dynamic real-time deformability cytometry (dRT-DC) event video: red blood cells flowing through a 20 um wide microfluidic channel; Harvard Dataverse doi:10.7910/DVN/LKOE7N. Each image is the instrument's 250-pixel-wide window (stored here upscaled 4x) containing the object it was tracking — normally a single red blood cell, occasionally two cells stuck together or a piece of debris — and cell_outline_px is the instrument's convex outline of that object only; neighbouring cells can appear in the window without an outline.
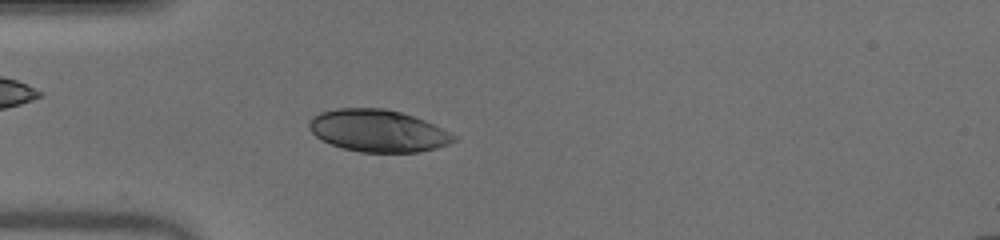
{"species": "human", "species_latin": "Homo sapiens", "temperature_condition": "warm", "stored_images_in_passage": 51, "camera_frame_rate_fps": 3000, "um_per_image_px": 0.085, "donor": {"sex": "male"}, "frame": {"image": 1, "passage_image": 15, "time_ms": 4.667, "image_size_px": [1000, 240], "cell_outline_px": [[456, 140], [448, 144], [436, 148], [416, 152], [360, 152], [344, 148], [332, 144], [316, 136], [308, 128], [308, 120], [312, 116], [320, 112], [336, 108], [384, 108], [400, 112], [424, 120], [456, 136]], "centroid_in_image_um": [32.08, 11.1], "position_along_channel_um": 52.9, "area_um2": 35.26}}
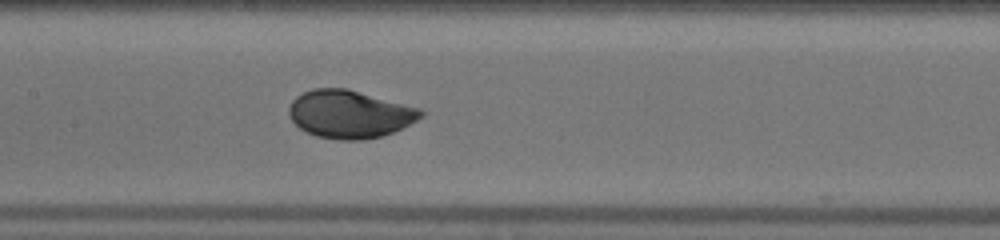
{"frame": {"image": 2, "passage_image": 25, "time_ms": 8.0, "image_size_px": [1000, 240], "cell_outline_px": [[424, 116], [392, 132], [380, 136], [360, 140], [340, 140], [316, 136], [300, 128], [292, 120], [288, 112], [288, 108], [292, 100], [296, 96], [312, 88], [348, 88], [420, 108], [424, 112]], "centroid_in_image_um": [29.7, 9.68], "position_along_channel_um": 177.7, "area_um2": 36.65}}
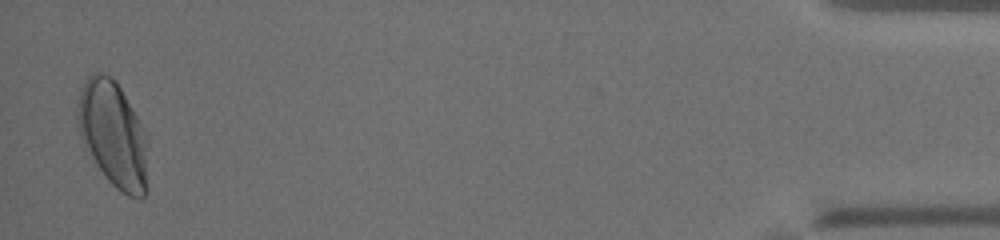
{"frame": {"image": 3, "passage_image": 50, "time_ms": 16.333, "image_size_px": [1000, 240], "cell_outline_px": [[148, 192], [144, 196], [128, 196], [116, 188], [104, 176], [96, 164], [84, 144], [80, 136], [76, 124], [76, 116], [80, 88], [88, 76], [92, 72], [104, 72], [116, 80], [148, 136]], "centroid_in_image_um": [9.63, 11.41], "position_along_channel_um": 425.6, "area_um2": 44.04}, "authors_computed_cell_mechanics": {"area_um2": 37.1654, "velocity_mm_per_s": 4.0083, "shape_relaxation_time_tau1_ms": 2.6539, "shape_relaxation_time_tau2_ms": null, "deformation_change_tau1": 0.1546, "deformation_change_tau2": null}}